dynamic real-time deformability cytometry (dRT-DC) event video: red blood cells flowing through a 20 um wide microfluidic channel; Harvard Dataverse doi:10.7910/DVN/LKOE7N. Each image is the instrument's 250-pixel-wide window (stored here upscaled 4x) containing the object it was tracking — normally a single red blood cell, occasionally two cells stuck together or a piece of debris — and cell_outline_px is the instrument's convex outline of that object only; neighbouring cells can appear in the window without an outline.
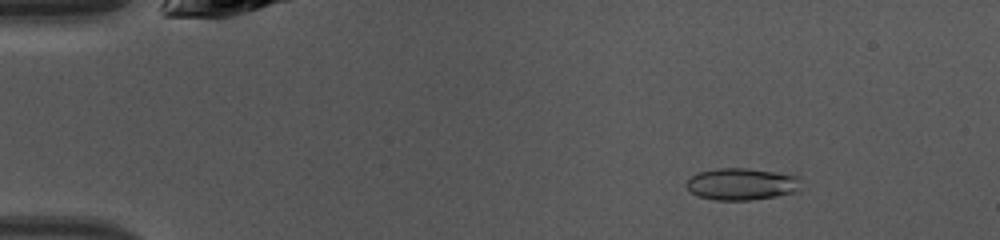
{"species": "common noctule bat (a hibernating species)", "species_latin": "Nyctalus noctula", "temperature_condition": "warm", "stored_images_in_passage": 45, "camera_frame_rate_fps": 3000, "um_per_image_px": 0.085, "animal": {"sex": "female", "body_mass_g": 10.0, "forearm_length_mm": 53.1}, "frame": {"image": 1, "passage_image": 6, "time_ms": 1.667, "image_size_px": [1000, 240], "cell_outline_px": [[800, 192], [752, 200], [716, 200], [700, 196], [692, 192], [688, 188], [688, 180], [692, 176], [700, 172], [716, 168], [744, 168], [800, 176]], "centroid_in_image_um": [63.11, 15.65], "position_along_channel_um": 21.9, "area_um2": 21.15}}
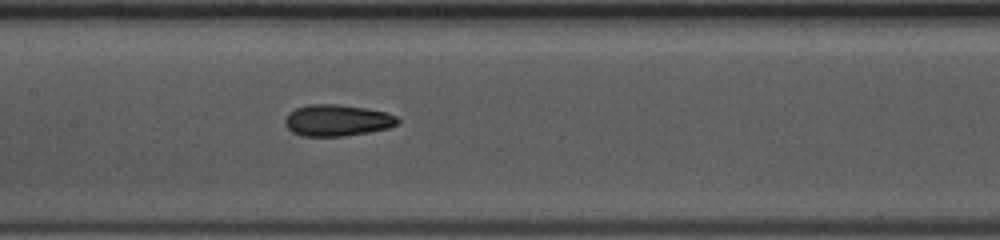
{"frame": {"image": 2, "passage_image": 22, "time_ms": 7.0, "image_size_px": [1000, 240], "cell_outline_px": [[400, 124], [388, 128], [368, 132], [344, 136], [300, 136], [292, 132], [284, 124], [284, 120], [288, 112], [296, 108], [308, 104], [336, 104], [364, 108], [384, 112], [396, 116], [400, 120]], "centroid_in_image_um": [28.63, 10.23], "position_along_channel_um": 178.8, "area_um2": 20.75}}
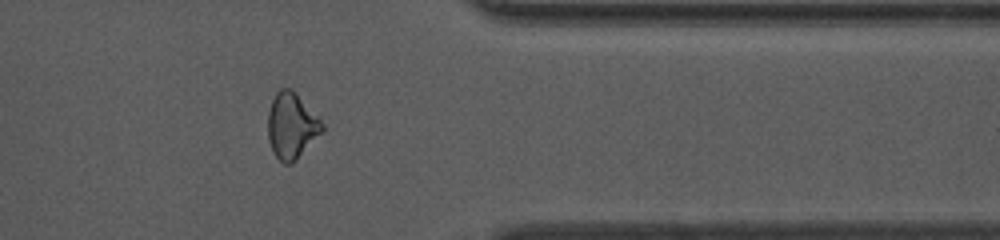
{"frame": {"image": 3, "passage_image": 37, "time_ms": 12.0, "image_size_px": [1000, 240], "cell_outline_px": [[324, 132], [292, 164], [284, 164], [272, 152], [268, 140], [268, 112], [272, 100], [276, 92], [280, 88], [292, 88], [324, 124]], "centroid_in_image_um": [24.79, 10.71], "position_along_channel_um": 386.6, "area_um2": 21.04}, "authors_computed_cell_mechanics": {"area_um2": 21.0392, "velocity_mm_per_s": 4.3452, "shape_relaxation_time_tau1_ms": 3.5514, "shape_relaxation_time_tau2_ms": 2.3625, "deformation_change_tau1": 0.1382, "deformation_change_tau2": 0.0849}}